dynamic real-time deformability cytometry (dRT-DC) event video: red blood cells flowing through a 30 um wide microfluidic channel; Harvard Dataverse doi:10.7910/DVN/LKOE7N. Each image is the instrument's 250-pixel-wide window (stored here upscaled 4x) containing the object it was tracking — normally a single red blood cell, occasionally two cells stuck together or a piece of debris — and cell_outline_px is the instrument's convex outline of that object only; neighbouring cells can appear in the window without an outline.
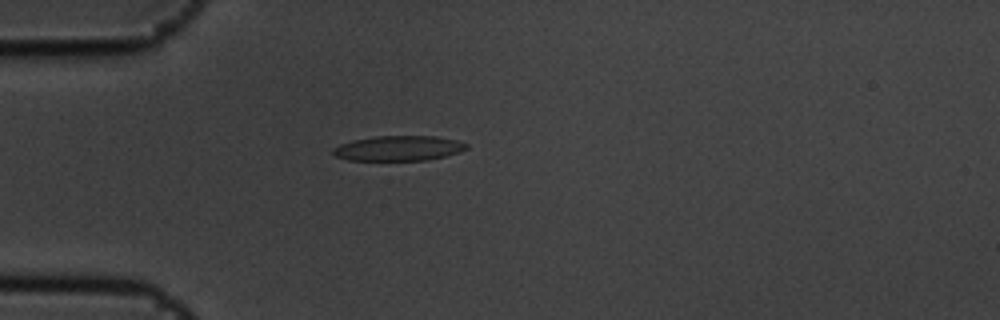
{"species": "common noctule bat (a hibernating species)", "species_latin": "Nyctalus noctula", "temperature_condition": "cold", "stored_images_in_passage": 2, "camera_frame_rate_fps": 3000, "um_per_image_px": 0.085, "animal": {"sex": "male", "body_mass_g": 19.5, "forearm_length_mm": 54.6}, "frame": {"image": 1, "passage_image": 2, "time_ms": 0.333, "image_size_px": [1000, 320], "cell_outline_px": [[468, 148], [460, 152], [428, 160], [348, 160], [336, 156], [332, 152], [332, 148], [340, 144], [352, 140], [376, 136], [436, 136], [456, 140], [468, 144]], "centroid_in_image_um": [33.88, 12.6], "position_along_channel_um": 51.1, "area_um2": 19.48}}